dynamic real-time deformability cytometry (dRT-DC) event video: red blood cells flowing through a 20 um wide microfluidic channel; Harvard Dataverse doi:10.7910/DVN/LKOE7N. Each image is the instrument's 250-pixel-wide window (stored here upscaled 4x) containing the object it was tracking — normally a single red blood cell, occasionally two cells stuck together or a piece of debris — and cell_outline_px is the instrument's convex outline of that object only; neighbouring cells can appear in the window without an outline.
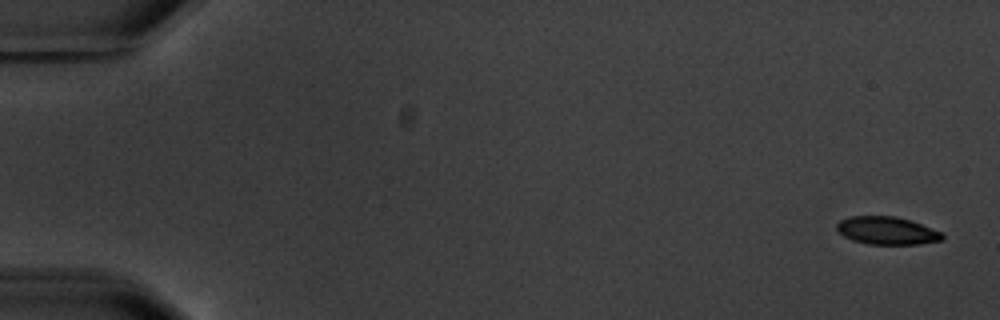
{"species": "common noctule bat (a hibernating species)", "species_latin": "Nyctalus noctula", "temperature_condition": "warm", "stored_images_in_passage": 5, "camera_frame_rate_fps": 3000, "um_per_image_px": 0.085, "animal": {"sex": "male", "body_mass_g": 20.1, "forearm_length_mm": 53.5}, "frame": {"image": 1, "passage_image": 1, "time_ms": 0.0, "image_size_px": [1000, 320], "cell_outline_px": [[944, 240], [920, 244], [868, 244], [852, 240], [844, 236], [836, 228], [836, 224], [840, 220], [852, 216], [896, 216], [944, 232]], "centroid_in_image_um": [75.42, 19.61], "position_along_channel_um": 9.6, "area_um2": 17.11}}
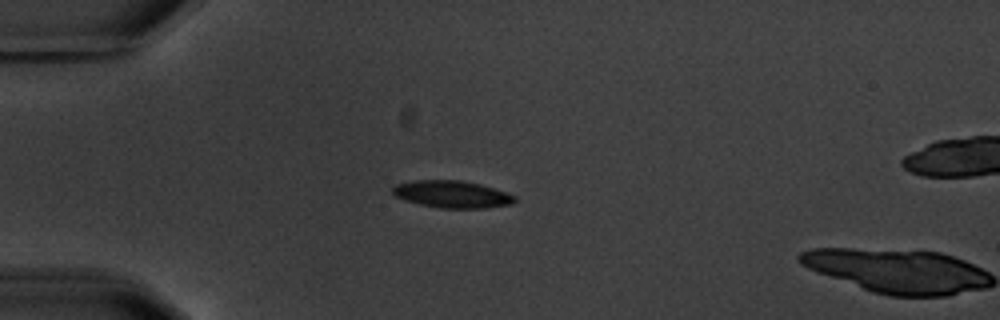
{"frame": {"image": 2, "passage_image": 4, "time_ms": 4.667, "image_size_px": [1000, 320], "cell_outline_px": [[516, 200], [512, 204], [484, 208], [440, 208], [420, 204], [396, 196], [392, 192], [392, 188], [396, 184], [416, 180], [460, 180], [480, 184], [516, 196]], "centroid_in_image_um": [38.43, 16.51], "position_along_channel_um": 46.6, "area_um2": 19.07}}